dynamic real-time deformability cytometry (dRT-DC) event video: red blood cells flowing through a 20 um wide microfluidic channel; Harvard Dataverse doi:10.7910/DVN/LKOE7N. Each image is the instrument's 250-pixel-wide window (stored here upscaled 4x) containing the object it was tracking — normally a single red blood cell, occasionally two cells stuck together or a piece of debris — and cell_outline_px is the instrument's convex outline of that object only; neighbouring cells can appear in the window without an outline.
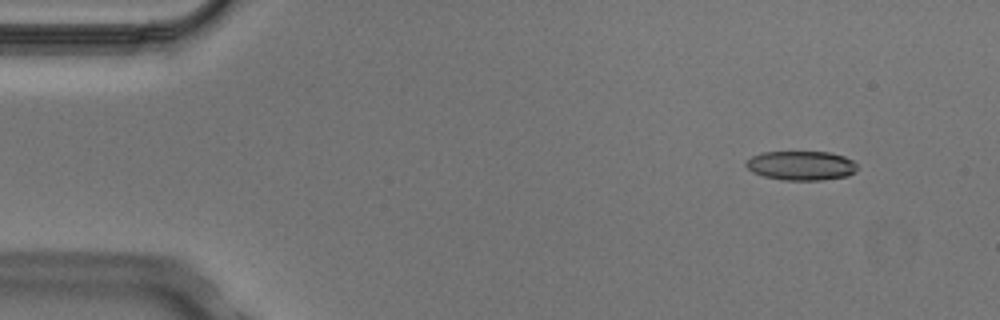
{"species": "Egyptian fruit bat (a non-hibernating species)", "species_latin": "Rousettus aegyptiacus", "temperature_condition": "cold", "stored_images_in_passage": 4, "camera_frame_rate_fps": 3000, "um_per_image_px": 0.085, "animal": {"sex": "male"}, "frame": {"image": 1, "passage_image": 2, "time_ms": 0.333, "image_size_px": [1000, 320], "cell_outline_px": [[856, 172], [848, 176], [820, 180], [780, 180], [764, 176], [752, 172], [744, 164], [752, 156], [764, 152], [828, 152], [844, 156], [852, 160], [856, 164]], "centroid_in_image_um": [68.1, 14.08], "position_along_channel_um": 16.9, "area_um2": 18.96}}
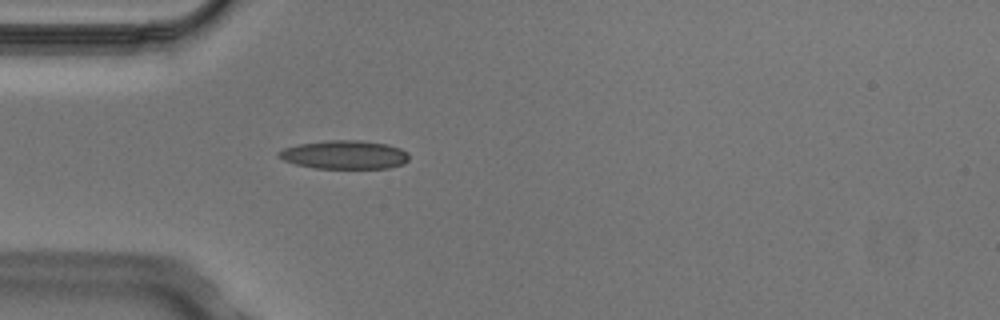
{"frame": {"image": 2, "passage_image": 4, "time_ms": 1.0, "image_size_px": [1000, 320], "cell_outline_px": [[408, 160], [404, 164], [388, 168], [312, 168], [296, 164], [284, 160], [276, 156], [276, 152], [284, 148], [300, 144], [328, 140], [360, 140], [388, 144], [400, 148], [408, 152]], "centroid_in_image_um": [29.28, 13.15], "position_along_channel_um": 55.7, "area_um2": 21.79}}